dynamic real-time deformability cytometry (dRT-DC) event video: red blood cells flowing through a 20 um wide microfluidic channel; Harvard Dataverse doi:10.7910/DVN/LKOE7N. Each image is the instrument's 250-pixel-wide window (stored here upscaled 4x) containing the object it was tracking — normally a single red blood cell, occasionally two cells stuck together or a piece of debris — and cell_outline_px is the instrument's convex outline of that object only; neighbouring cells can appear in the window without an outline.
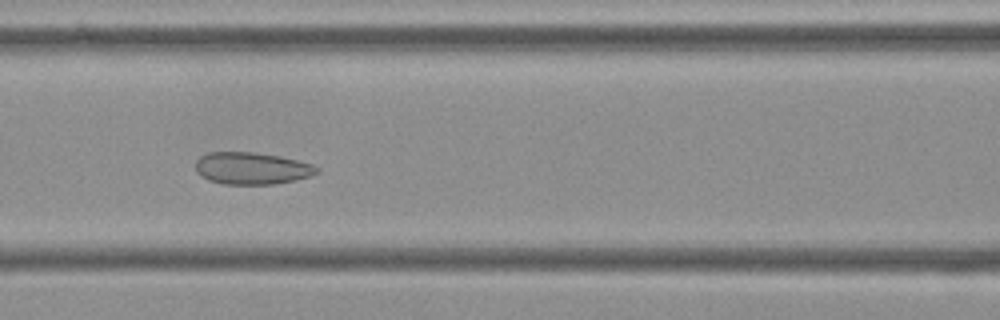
{"species": "Egyptian fruit bat (a non-hibernating species)", "species_latin": "Rousettus aegyptiacus", "temperature_condition": "cold", "stored_images_in_passage": 10, "camera_frame_rate_fps": 3000, "um_per_image_px": 0.085, "frame": {"image": 1, "passage_image": 6, "time_ms": 1.667, "image_size_px": [1000, 320], "cell_outline_px": [[320, 172], [312, 176], [296, 180], [276, 184], [224, 184], [208, 180], [200, 176], [196, 172], [196, 160], [200, 156], [208, 152], [252, 152], [280, 156], [312, 164], [320, 168]], "centroid_in_image_um": [21.41, 14.31], "position_along_channel_um": 145.2, "area_um2": 22.89}}
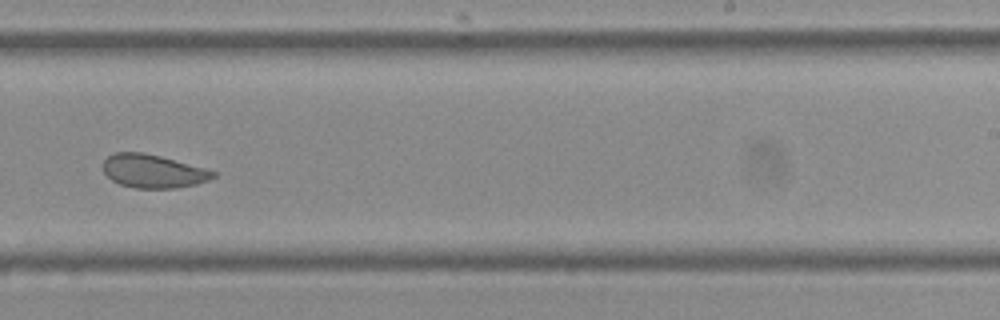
{"frame": {"image": 2, "passage_image": 9, "time_ms": 2.667, "image_size_px": [1000, 320], "cell_outline_px": [[216, 176], [208, 180], [196, 184], [176, 188], [136, 188], [120, 184], [112, 180], [104, 172], [104, 160], [108, 156], [116, 152], [144, 152], [160, 156], [204, 168], [216, 172]], "centroid_in_image_um": [13.01, 14.55], "position_along_channel_um": 276.0, "area_um2": 21.21}}
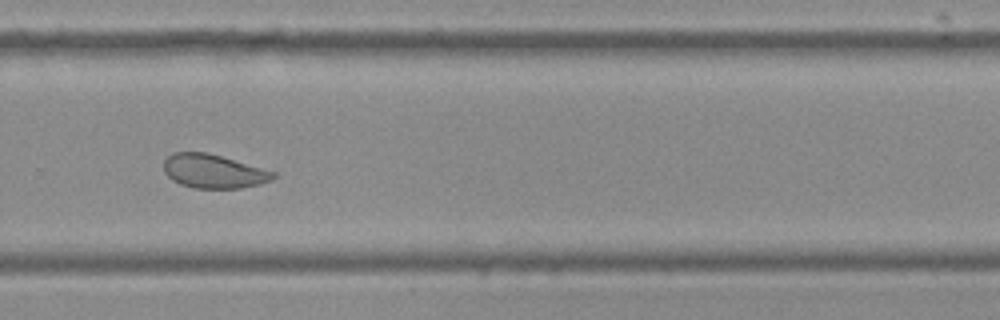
{"frame": {"image": 3, "passage_image": 10, "time_ms": 3.0, "image_size_px": [1000, 320], "cell_outline_px": [[276, 176], [272, 180], [260, 184], [240, 188], [196, 188], [180, 184], [172, 180], [164, 172], [164, 160], [172, 152], [204, 152], [220, 156], [276, 172]], "centroid_in_image_um": [18.14, 14.56], "position_along_channel_um": 311.7, "area_um2": 21.44}}